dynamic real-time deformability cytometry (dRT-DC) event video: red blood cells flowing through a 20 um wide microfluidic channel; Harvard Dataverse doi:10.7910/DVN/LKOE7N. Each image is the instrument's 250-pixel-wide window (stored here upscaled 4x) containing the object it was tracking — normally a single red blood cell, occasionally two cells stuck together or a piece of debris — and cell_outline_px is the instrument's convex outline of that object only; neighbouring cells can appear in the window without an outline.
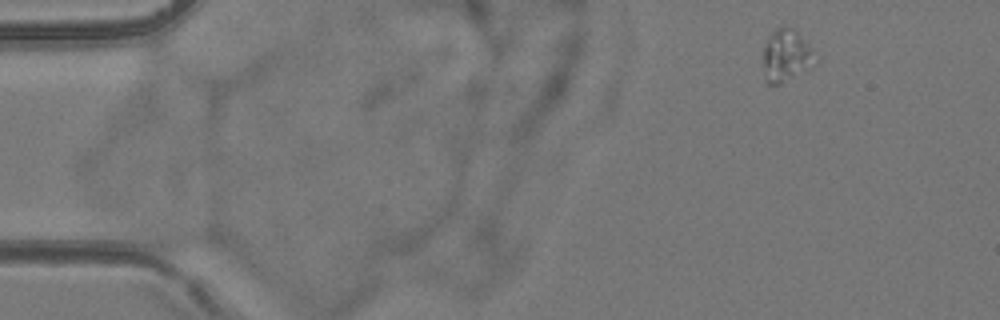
{"species": "common noctule bat (a hibernating species)", "species_latin": "Nyctalus noctula", "temperature_condition": "room temperature", "stored_images_in_passage": 4, "camera_frame_rate_fps": 3000, "um_per_image_px": 0.085, "animal": {"sex": "female", "body_mass_g": 24.6, "forearm_length_mm": 56.2}, "frame": {"image": 1, "passage_image": 1, "time_ms": 0.0, "image_size_px": [1000, 320], "cell_outline_px": [[820, 60], [816, 64], [780, 84], [764, 84], [764, 44], [768, 36], [776, 28], [788, 24], [812, 48]], "centroid_in_image_um": [66.84, 4.73], "position_along_channel_um": 18.2, "area_um2": 16.13}}
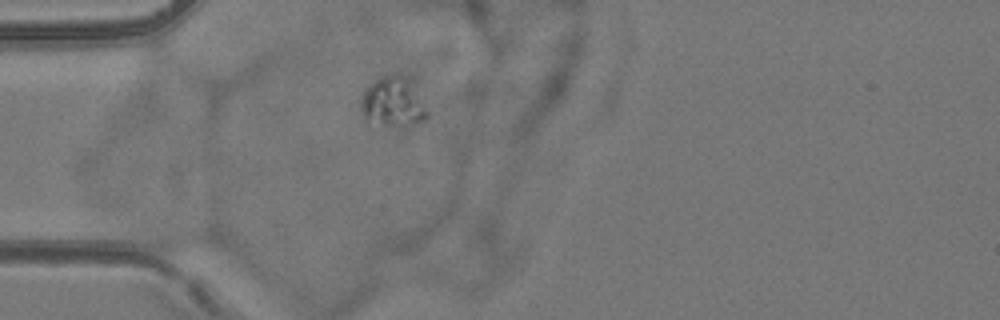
{"frame": {"image": 2, "passage_image": 4, "time_ms": 3.333, "image_size_px": [1000, 320], "cell_outline_px": [[428, 116], [420, 120], [392, 124], [384, 124], [364, 116], [364, 92], [376, 80], [384, 76], [396, 76], [408, 88], [428, 112]], "centroid_in_image_um": [33.33, 8.71], "position_along_channel_um": 51.7, "area_um2": 15.9}}